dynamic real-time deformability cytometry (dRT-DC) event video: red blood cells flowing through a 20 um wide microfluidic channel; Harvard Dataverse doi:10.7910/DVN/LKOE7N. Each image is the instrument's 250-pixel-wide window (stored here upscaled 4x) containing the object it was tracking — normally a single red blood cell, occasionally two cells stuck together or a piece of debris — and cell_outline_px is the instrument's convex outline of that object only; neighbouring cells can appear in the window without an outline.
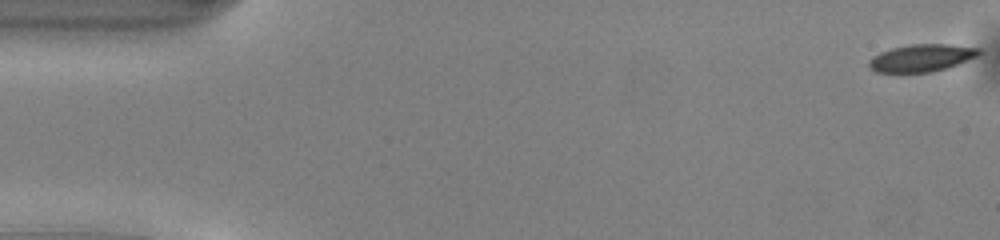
{"species": "common noctule bat (a hibernating species)", "species_latin": "Nyctalus noctula", "temperature_condition": "warm", "stored_images_in_passage": 7, "camera_frame_rate_fps": 3000, "um_per_image_px": 0.085, "animal": {"sex": "male", "body_mass_g": 13.0, "forearm_length_mm": 53.1}, "frame": {"image": 1, "passage_image": 1, "time_ms": 0.0, "image_size_px": [1000, 240], "cell_outline_px": [[980, 52], [976, 56], [956, 64], [944, 68], [928, 72], [876, 72], [868, 68], [868, 60], [872, 56], [880, 52], [892, 48], [908, 44], [948, 44], [980, 48]], "centroid_in_image_um": [78.25, 4.91], "position_along_channel_um": 6.7, "area_um2": 17.34}}